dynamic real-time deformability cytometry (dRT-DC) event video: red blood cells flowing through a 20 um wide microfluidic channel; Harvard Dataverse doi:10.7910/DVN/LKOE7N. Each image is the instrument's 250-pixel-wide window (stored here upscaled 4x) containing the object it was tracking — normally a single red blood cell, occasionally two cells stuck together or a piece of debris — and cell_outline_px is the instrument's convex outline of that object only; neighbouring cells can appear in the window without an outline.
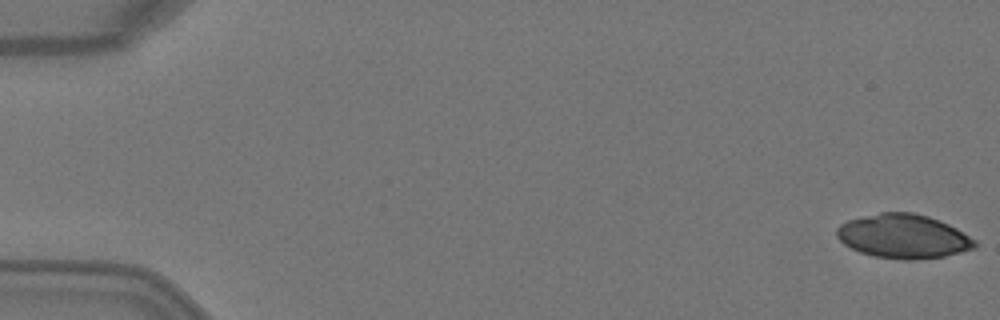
{"species": "Egyptian fruit bat (a non-hibernating species)", "species_latin": "Rousettus aegyptiacus", "temperature_condition": "warm", "stored_images_in_passage": 6, "camera_frame_rate_fps": 3000, "um_per_image_px": 0.085, "animal": {"sex": "female"}, "frame": {"image": 1, "passage_image": 1, "time_ms": 0.0, "image_size_px": [1000, 320], "cell_outline_px": [[976, 248], [944, 256], [908, 260], [904, 260], [872, 256], [860, 252], [844, 244], [836, 236], [836, 228], [840, 224], [848, 220], [880, 212], [912, 212], [928, 216], [948, 224], [956, 228], [976, 240]], "centroid_in_image_um": [76.77, 20.08], "position_along_channel_um": 8.2, "area_um2": 35.37}}